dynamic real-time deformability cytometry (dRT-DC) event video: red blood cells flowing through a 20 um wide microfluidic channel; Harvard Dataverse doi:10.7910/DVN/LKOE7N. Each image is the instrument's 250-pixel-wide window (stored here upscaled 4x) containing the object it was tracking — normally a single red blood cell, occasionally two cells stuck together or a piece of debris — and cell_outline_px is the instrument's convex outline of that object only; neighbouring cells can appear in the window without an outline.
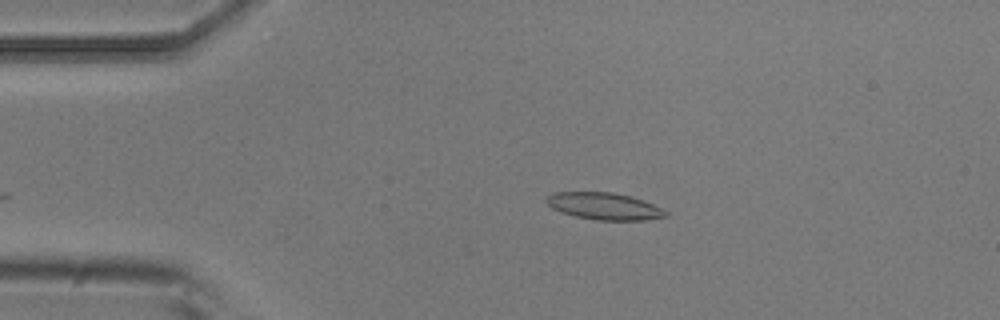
{"species": "common noctule bat (a hibernating species)", "species_latin": "Nyctalus noctula", "temperature_condition": "room temperature", "stored_images_in_passage": 39, "camera_frame_rate_fps": 3000, "um_per_image_px": 0.085, "animal": {"sex": "male", "body_mass_g": 20.5, "forearm_length_mm": 52.5}, "frame": {"image": 1, "passage_image": 2, "time_ms": 0.333, "image_size_px": [1000, 320], "cell_outline_px": [[668, 216], [644, 220], [596, 220], [576, 216], [560, 212], [552, 208], [544, 200], [548, 196], [556, 192], [612, 192], [628, 196], [652, 204], [668, 212]], "centroid_in_image_um": [51.33, 17.53], "position_along_channel_um": 33.7, "area_um2": 18.5}}
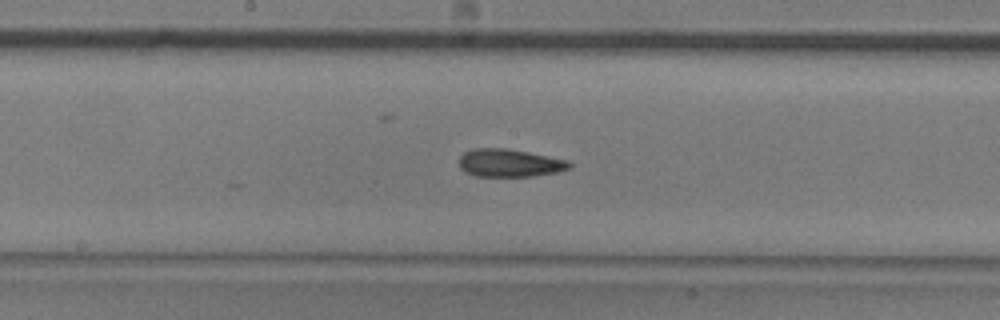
{"frame": {"image": 2, "passage_image": 18, "time_ms": 5.667, "image_size_px": [1000, 320], "cell_outline_px": [[572, 168], [556, 172], [532, 176], [476, 176], [460, 168], [460, 156], [464, 152], [476, 148], [504, 148], [528, 152], [568, 160], [572, 164]], "centroid_in_image_um": [43.34, 13.85], "position_along_channel_um": 204.9, "area_um2": 17.74}}
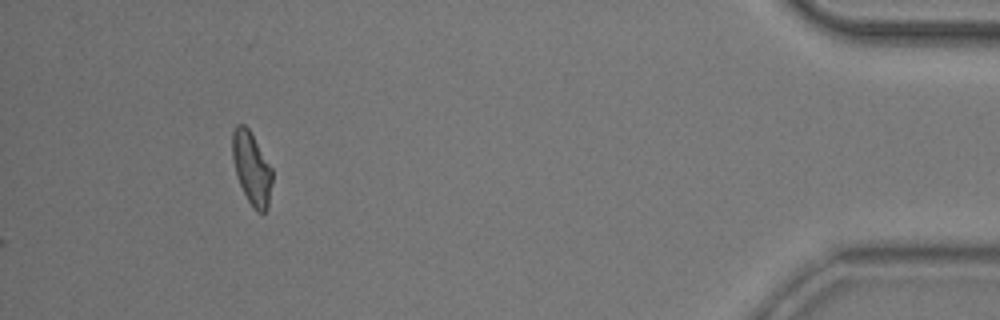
{"frame": {"image": 3, "passage_image": 39, "time_ms": 12.667, "image_size_px": [1000, 320], "cell_outline_px": [[272, 180], [268, 208], [264, 212], [256, 212], [252, 208], [236, 176], [232, 156], [232, 132], [236, 124], [244, 124], [248, 128], [272, 168]], "centroid_in_image_um": [21.38, 14.31], "position_along_channel_um": 413.8, "area_um2": 16.82}, "authors_computed_cell_mechanics": {"area_um2": 17.629, "velocity_mm_per_s": 3.9134, "shape_relaxation_time_tau1_ms": null, "shape_relaxation_time_tau2_ms": 4.5345, "deformation_change_tau1": null, "deformation_change_tau2": 0.1371}}